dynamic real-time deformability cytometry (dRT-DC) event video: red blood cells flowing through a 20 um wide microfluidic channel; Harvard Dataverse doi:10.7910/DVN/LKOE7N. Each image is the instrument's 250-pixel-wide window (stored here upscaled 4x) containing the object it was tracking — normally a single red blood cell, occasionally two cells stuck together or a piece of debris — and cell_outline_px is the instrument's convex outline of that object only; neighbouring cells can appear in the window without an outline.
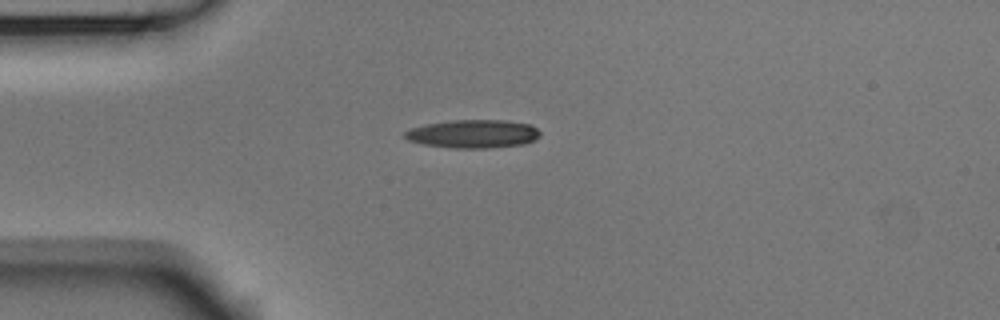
{"species": "Egyptian fruit bat (a non-hibernating species)", "species_latin": "Rousettus aegyptiacus", "temperature_condition": "room temperature", "stored_images_in_passage": 1, "camera_frame_rate_fps": 3000, "um_per_image_px": 0.085, "animal": {"sex": "male"}, "frame": {"image": 1, "passage_image": 1, "time_ms": 0.0, "image_size_px": [1000, 320], "cell_outline_px": [[540, 136], [536, 140], [524, 144], [488, 148], [456, 148], [424, 144], [408, 140], [400, 136], [404, 132], [412, 128], [428, 124], [452, 120], [504, 120], [532, 124], [540, 132]], "centroid_in_image_um": [40.25, 11.38], "position_along_channel_um": 44.8, "area_um2": 22.37}}